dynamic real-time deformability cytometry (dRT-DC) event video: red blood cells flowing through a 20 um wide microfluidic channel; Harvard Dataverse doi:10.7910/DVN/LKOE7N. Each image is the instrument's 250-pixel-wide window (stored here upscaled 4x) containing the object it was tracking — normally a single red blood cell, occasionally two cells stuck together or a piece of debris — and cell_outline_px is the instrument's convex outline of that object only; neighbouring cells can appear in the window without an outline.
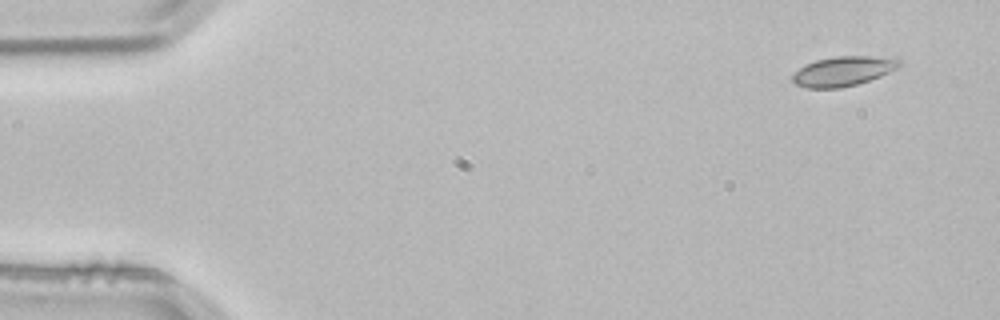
{"species": "common noctule bat (a hibernating species)", "species_latin": "Nyctalus noctula", "temperature_condition": "room temperature", "stored_images_in_passage": 2, "camera_frame_rate_fps": 3000, "um_per_image_px": 0.085, "animal": {"sex": "male", "body_mass_g": 21.5, "forearm_length_mm": 52.0}, "frame": {"image": 1, "passage_image": 1, "time_ms": 0.0, "image_size_px": [1000, 320], "cell_outline_px": [[900, 64], [896, 68], [880, 76], [856, 84], [840, 88], [808, 88], [796, 84], [792, 80], [792, 76], [804, 64], [816, 60], [836, 56], [872, 56], [900, 60]], "centroid_in_image_um": [71.62, 6.05], "position_along_channel_um": 13.4, "area_um2": 18.09}}